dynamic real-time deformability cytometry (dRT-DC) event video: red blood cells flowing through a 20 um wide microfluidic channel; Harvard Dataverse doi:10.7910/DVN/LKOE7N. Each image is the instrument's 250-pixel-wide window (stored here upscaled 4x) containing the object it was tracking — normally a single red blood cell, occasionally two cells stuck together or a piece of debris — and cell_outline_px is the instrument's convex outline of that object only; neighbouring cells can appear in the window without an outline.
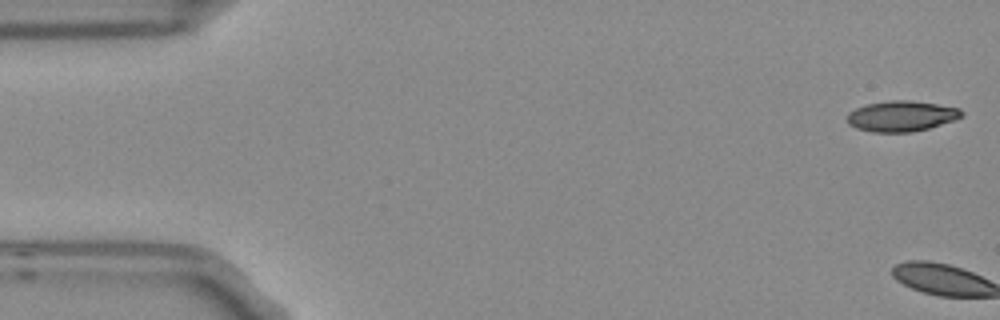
{"species": "Egyptian fruit bat (a non-hibernating species)", "species_latin": "Rousettus aegyptiacus", "temperature_condition": "room temperature", "stored_images_in_passage": 5, "camera_frame_rate_fps": 3000, "um_per_image_px": 0.085, "frame": {"image": 1, "passage_image": 1, "time_ms": 0.0, "image_size_px": [1000, 320], "cell_outline_px": [[964, 116], [956, 120], [928, 128], [912, 132], [872, 132], [856, 128], [848, 124], [844, 116], [848, 112], [856, 108], [868, 104], [892, 100], [912, 100], [960, 108], [964, 112]], "centroid_in_image_um": [76.62, 9.87], "position_along_channel_um": 8.4, "area_um2": 20.63}}
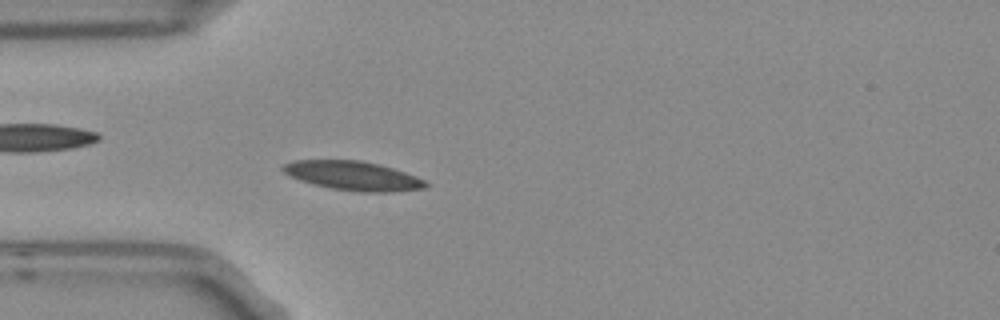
{"frame": {"image": 2, "passage_image": 5, "time_ms": 1.333, "image_size_px": [1000, 320], "cell_outline_px": [[428, 184], [424, 188], [392, 192], [360, 192], [332, 188], [312, 184], [288, 176], [280, 168], [284, 164], [292, 160], [360, 160], [380, 164], [404, 172], [424, 180]], "centroid_in_image_um": [29.96, 14.93], "position_along_channel_um": 55.0, "area_um2": 24.16}}